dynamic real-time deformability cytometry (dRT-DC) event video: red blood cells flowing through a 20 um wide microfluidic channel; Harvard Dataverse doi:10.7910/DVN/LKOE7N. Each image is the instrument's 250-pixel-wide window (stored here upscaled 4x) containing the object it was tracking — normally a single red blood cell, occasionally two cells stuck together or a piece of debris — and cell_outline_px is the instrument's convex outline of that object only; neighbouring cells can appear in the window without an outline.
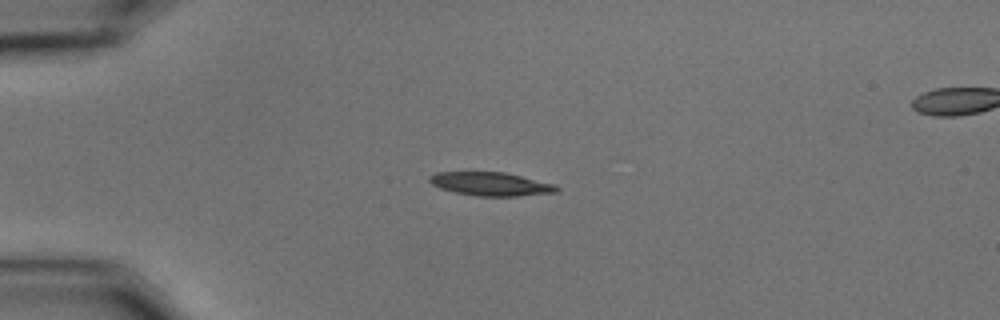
{"species": "common noctule bat (a hibernating species)", "species_latin": "Nyctalus noctula", "temperature_condition": "cold", "stored_images_in_passage": 21, "camera_frame_rate_fps": 3000, "um_per_image_px": 0.085, "animal": {"sex": "male", "body_mass_g": 15.6}, "frame": {"image": 1, "passage_image": 14, "time_ms": 4.333, "image_size_px": [1000, 320], "cell_outline_px": [[560, 188], [556, 192], [516, 196], [476, 196], [456, 192], [440, 188], [432, 184], [428, 180], [428, 176], [436, 172], [504, 172], [552, 184]], "centroid_in_image_um": [41.65, 15.63], "position_along_channel_um": 43.3, "area_um2": 17.17}}